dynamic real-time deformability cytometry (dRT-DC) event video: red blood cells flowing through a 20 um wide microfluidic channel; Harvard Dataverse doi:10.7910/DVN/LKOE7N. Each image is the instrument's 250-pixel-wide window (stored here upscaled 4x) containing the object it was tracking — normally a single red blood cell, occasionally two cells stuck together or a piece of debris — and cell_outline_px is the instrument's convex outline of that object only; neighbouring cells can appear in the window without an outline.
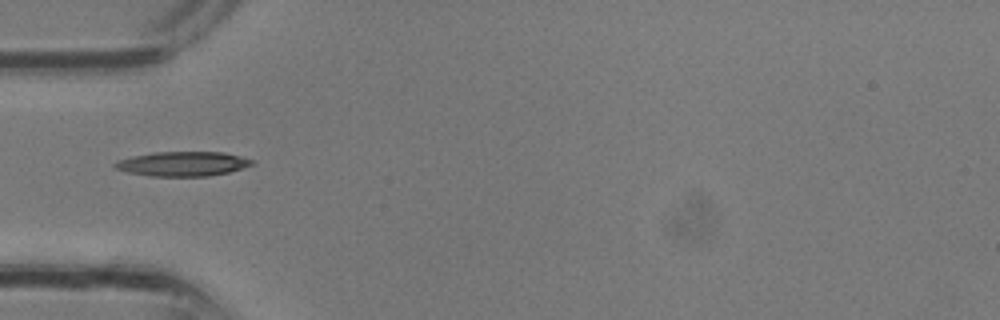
{"species": "common noctule bat (a hibernating species)", "species_latin": "Nyctalus noctula", "temperature_condition": "room temperature", "stored_images_in_passage": 3, "camera_frame_rate_fps": 3000, "um_per_image_px": 0.085, "animal": {"sex": "male", "body_mass_g": 13.3}, "frame": {"image": 1, "passage_image": 3, "time_ms": 0.667, "image_size_px": [1000, 320], "cell_outline_px": [[256, 164], [228, 172], [208, 176], [152, 176], [128, 172], [112, 168], [112, 164], [116, 160], [132, 156], [156, 152], [224, 152], [240, 156], [252, 160]], "centroid_in_image_um": [15.49, 13.92], "position_along_channel_um": 69.5, "area_um2": 19.65}}